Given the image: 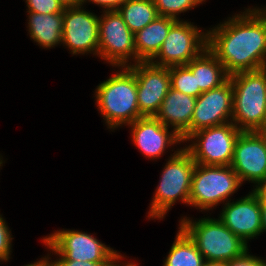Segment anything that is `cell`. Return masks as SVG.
<instances>
[{
  "instance_id": "1",
  "label": "cell",
  "mask_w": 266,
  "mask_h": 266,
  "mask_svg": "<svg viewBox=\"0 0 266 266\" xmlns=\"http://www.w3.org/2000/svg\"><path fill=\"white\" fill-rule=\"evenodd\" d=\"M207 48L231 75L266 68V16L252 7L207 30Z\"/></svg>"
},
{
  "instance_id": "2",
  "label": "cell",
  "mask_w": 266,
  "mask_h": 266,
  "mask_svg": "<svg viewBox=\"0 0 266 266\" xmlns=\"http://www.w3.org/2000/svg\"><path fill=\"white\" fill-rule=\"evenodd\" d=\"M120 68L121 71L100 82L94 93L98 111L110 130L143 117L138 108L135 74L128 66Z\"/></svg>"
},
{
  "instance_id": "3",
  "label": "cell",
  "mask_w": 266,
  "mask_h": 266,
  "mask_svg": "<svg viewBox=\"0 0 266 266\" xmlns=\"http://www.w3.org/2000/svg\"><path fill=\"white\" fill-rule=\"evenodd\" d=\"M176 150L167 159L162 170L159 185L149 207L147 216L149 219H163L178 200L189 205L192 175L196 163L185 147Z\"/></svg>"
},
{
  "instance_id": "4",
  "label": "cell",
  "mask_w": 266,
  "mask_h": 266,
  "mask_svg": "<svg viewBox=\"0 0 266 266\" xmlns=\"http://www.w3.org/2000/svg\"><path fill=\"white\" fill-rule=\"evenodd\" d=\"M229 78L233 85L232 122L241 131H255L266 120V68Z\"/></svg>"
},
{
  "instance_id": "5",
  "label": "cell",
  "mask_w": 266,
  "mask_h": 266,
  "mask_svg": "<svg viewBox=\"0 0 266 266\" xmlns=\"http://www.w3.org/2000/svg\"><path fill=\"white\" fill-rule=\"evenodd\" d=\"M179 223L178 226L195 243L205 261L228 262L249 250L248 244L219 219L204 217L194 221L185 216Z\"/></svg>"
},
{
  "instance_id": "6",
  "label": "cell",
  "mask_w": 266,
  "mask_h": 266,
  "mask_svg": "<svg viewBox=\"0 0 266 266\" xmlns=\"http://www.w3.org/2000/svg\"><path fill=\"white\" fill-rule=\"evenodd\" d=\"M242 185L231 166L195 164L189 194V206L200 211L212 210L231 200ZM229 198V199H228Z\"/></svg>"
},
{
  "instance_id": "7",
  "label": "cell",
  "mask_w": 266,
  "mask_h": 266,
  "mask_svg": "<svg viewBox=\"0 0 266 266\" xmlns=\"http://www.w3.org/2000/svg\"><path fill=\"white\" fill-rule=\"evenodd\" d=\"M43 244L59 258L49 255L42 261H81L109 263L118 253L91 234L76 230H57L42 239Z\"/></svg>"
},
{
  "instance_id": "8",
  "label": "cell",
  "mask_w": 266,
  "mask_h": 266,
  "mask_svg": "<svg viewBox=\"0 0 266 266\" xmlns=\"http://www.w3.org/2000/svg\"><path fill=\"white\" fill-rule=\"evenodd\" d=\"M241 132L233 122L203 128L186 139V143L192 142L185 148L196 164L230 166L235 142Z\"/></svg>"
},
{
  "instance_id": "9",
  "label": "cell",
  "mask_w": 266,
  "mask_h": 266,
  "mask_svg": "<svg viewBox=\"0 0 266 266\" xmlns=\"http://www.w3.org/2000/svg\"><path fill=\"white\" fill-rule=\"evenodd\" d=\"M98 33V57L118 68L138 63L134 47V33L127 27L118 10L103 11V14L99 16ZM129 60H133L134 63Z\"/></svg>"
},
{
  "instance_id": "10",
  "label": "cell",
  "mask_w": 266,
  "mask_h": 266,
  "mask_svg": "<svg viewBox=\"0 0 266 266\" xmlns=\"http://www.w3.org/2000/svg\"><path fill=\"white\" fill-rule=\"evenodd\" d=\"M201 31L191 22L177 20L150 62L160 67L187 65L207 48V31Z\"/></svg>"
},
{
  "instance_id": "11",
  "label": "cell",
  "mask_w": 266,
  "mask_h": 266,
  "mask_svg": "<svg viewBox=\"0 0 266 266\" xmlns=\"http://www.w3.org/2000/svg\"><path fill=\"white\" fill-rule=\"evenodd\" d=\"M82 6L64 9L62 44L73 55L92 53L98 56L99 17Z\"/></svg>"
},
{
  "instance_id": "12",
  "label": "cell",
  "mask_w": 266,
  "mask_h": 266,
  "mask_svg": "<svg viewBox=\"0 0 266 266\" xmlns=\"http://www.w3.org/2000/svg\"><path fill=\"white\" fill-rule=\"evenodd\" d=\"M128 67L135 74L140 114L143 117L156 116L171 88L170 67L156 66L151 62H138Z\"/></svg>"
},
{
  "instance_id": "13",
  "label": "cell",
  "mask_w": 266,
  "mask_h": 266,
  "mask_svg": "<svg viewBox=\"0 0 266 266\" xmlns=\"http://www.w3.org/2000/svg\"><path fill=\"white\" fill-rule=\"evenodd\" d=\"M233 85L230 78L221 86L202 92L196 100L191 134L208 127L232 122Z\"/></svg>"
},
{
  "instance_id": "14",
  "label": "cell",
  "mask_w": 266,
  "mask_h": 266,
  "mask_svg": "<svg viewBox=\"0 0 266 266\" xmlns=\"http://www.w3.org/2000/svg\"><path fill=\"white\" fill-rule=\"evenodd\" d=\"M241 183L258 184L266 178V143L255 131H242L238 136L230 165Z\"/></svg>"
},
{
  "instance_id": "15",
  "label": "cell",
  "mask_w": 266,
  "mask_h": 266,
  "mask_svg": "<svg viewBox=\"0 0 266 266\" xmlns=\"http://www.w3.org/2000/svg\"><path fill=\"white\" fill-rule=\"evenodd\" d=\"M218 218L246 244L262 233L261 204L253 191L239 200L225 203Z\"/></svg>"
},
{
  "instance_id": "16",
  "label": "cell",
  "mask_w": 266,
  "mask_h": 266,
  "mask_svg": "<svg viewBox=\"0 0 266 266\" xmlns=\"http://www.w3.org/2000/svg\"><path fill=\"white\" fill-rule=\"evenodd\" d=\"M127 126L131 129L134 145L150 160L159 159L166 152V148L183 143L180 136L173 130L169 131L155 116L138 118Z\"/></svg>"
},
{
  "instance_id": "17",
  "label": "cell",
  "mask_w": 266,
  "mask_h": 266,
  "mask_svg": "<svg viewBox=\"0 0 266 266\" xmlns=\"http://www.w3.org/2000/svg\"><path fill=\"white\" fill-rule=\"evenodd\" d=\"M196 100V97L170 88L155 116L165 126L171 127L183 143L191 135V120Z\"/></svg>"
},
{
  "instance_id": "18",
  "label": "cell",
  "mask_w": 266,
  "mask_h": 266,
  "mask_svg": "<svg viewBox=\"0 0 266 266\" xmlns=\"http://www.w3.org/2000/svg\"><path fill=\"white\" fill-rule=\"evenodd\" d=\"M177 20L158 16L134 34V47L138 62H150L159 52L170 28Z\"/></svg>"
},
{
  "instance_id": "19",
  "label": "cell",
  "mask_w": 266,
  "mask_h": 266,
  "mask_svg": "<svg viewBox=\"0 0 266 266\" xmlns=\"http://www.w3.org/2000/svg\"><path fill=\"white\" fill-rule=\"evenodd\" d=\"M195 76L196 88L202 92L217 88L229 79L223 64L205 48L186 65Z\"/></svg>"
},
{
  "instance_id": "20",
  "label": "cell",
  "mask_w": 266,
  "mask_h": 266,
  "mask_svg": "<svg viewBox=\"0 0 266 266\" xmlns=\"http://www.w3.org/2000/svg\"><path fill=\"white\" fill-rule=\"evenodd\" d=\"M28 33L40 47L50 49L62 44L63 13L28 12Z\"/></svg>"
},
{
  "instance_id": "21",
  "label": "cell",
  "mask_w": 266,
  "mask_h": 266,
  "mask_svg": "<svg viewBox=\"0 0 266 266\" xmlns=\"http://www.w3.org/2000/svg\"><path fill=\"white\" fill-rule=\"evenodd\" d=\"M117 10L134 34L159 16L153 0H125Z\"/></svg>"
},
{
  "instance_id": "22",
  "label": "cell",
  "mask_w": 266,
  "mask_h": 266,
  "mask_svg": "<svg viewBox=\"0 0 266 266\" xmlns=\"http://www.w3.org/2000/svg\"><path fill=\"white\" fill-rule=\"evenodd\" d=\"M163 266H203L205 259L195 243L179 227Z\"/></svg>"
},
{
  "instance_id": "23",
  "label": "cell",
  "mask_w": 266,
  "mask_h": 266,
  "mask_svg": "<svg viewBox=\"0 0 266 266\" xmlns=\"http://www.w3.org/2000/svg\"><path fill=\"white\" fill-rule=\"evenodd\" d=\"M170 77L171 88L174 90L196 98L202 93L196 88L195 76L186 65L170 67Z\"/></svg>"
},
{
  "instance_id": "24",
  "label": "cell",
  "mask_w": 266,
  "mask_h": 266,
  "mask_svg": "<svg viewBox=\"0 0 266 266\" xmlns=\"http://www.w3.org/2000/svg\"><path fill=\"white\" fill-rule=\"evenodd\" d=\"M159 16L171 17L179 20L177 17L182 12H186L199 6L206 0H153Z\"/></svg>"
},
{
  "instance_id": "25",
  "label": "cell",
  "mask_w": 266,
  "mask_h": 266,
  "mask_svg": "<svg viewBox=\"0 0 266 266\" xmlns=\"http://www.w3.org/2000/svg\"><path fill=\"white\" fill-rule=\"evenodd\" d=\"M27 12L40 14L63 13L64 7L58 0H26Z\"/></svg>"
},
{
  "instance_id": "26",
  "label": "cell",
  "mask_w": 266,
  "mask_h": 266,
  "mask_svg": "<svg viewBox=\"0 0 266 266\" xmlns=\"http://www.w3.org/2000/svg\"><path fill=\"white\" fill-rule=\"evenodd\" d=\"M6 220L0 214V261L7 262L10 259L12 250V234Z\"/></svg>"
},
{
  "instance_id": "27",
  "label": "cell",
  "mask_w": 266,
  "mask_h": 266,
  "mask_svg": "<svg viewBox=\"0 0 266 266\" xmlns=\"http://www.w3.org/2000/svg\"><path fill=\"white\" fill-rule=\"evenodd\" d=\"M266 260L249 254L246 250L241 256L235 257L226 262V266H266Z\"/></svg>"
},
{
  "instance_id": "28",
  "label": "cell",
  "mask_w": 266,
  "mask_h": 266,
  "mask_svg": "<svg viewBox=\"0 0 266 266\" xmlns=\"http://www.w3.org/2000/svg\"><path fill=\"white\" fill-rule=\"evenodd\" d=\"M46 266H105L107 263L79 261H43Z\"/></svg>"
},
{
  "instance_id": "29",
  "label": "cell",
  "mask_w": 266,
  "mask_h": 266,
  "mask_svg": "<svg viewBox=\"0 0 266 266\" xmlns=\"http://www.w3.org/2000/svg\"><path fill=\"white\" fill-rule=\"evenodd\" d=\"M92 2L98 6H101L104 11L117 10L125 0H83V5L86 2Z\"/></svg>"
},
{
  "instance_id": "30",
  "label": "cell",
  "mask_w": 266,
  "mask_h": 266,
  "mask_svg": "<svg viewBox=\"0 0 266 266\" xmlns=\"http://www.w3.org/2000/svg\"><path fill=\"white\" fill-rule=\"evenodd\" d=\"M252 191L256 194L259 201H266V178L261 180L257 185H254Z\"/></svg>"
},
{
  "instance_id": "31",
  "label": "cell",
  "mask_w": 266,
  "mask_h": 266,
  "mask_svg": "<svg viewBox=\"0 0 266 266\" xmlns=\"http://www.w3.org/2000/svg\"><path fill=\"white\" fill-rule=\"evenodd\" d=\"M124 256L119 252L109 263H107L105 266H138V264L131 262L123 263L121 264V259H123Z\"/></svg>"
},
{
  "instance_id": "32",
  "label": "cell",
  "mask_w": 266,
  "mask_h": 266,
  "mask_svg": "<svg viewBox=\"0 0 266 266\" xmlns=\"http://www.w3.org/2000/svg\"><path fill=\"white\" fill-rule=\"evenodd\" d=\"M261 204V221H262V233L266 232V201H260Z\"/></svg>"
},
{
  "instance_id": "33",
  "label": "cell",
  "mask_w": 266,
  "mask_h": 266,
  "mask_svg": "<svg viewBox=\"0 0 266 266\" xmlns=\"http://www.w3.org/2000/svg\"><path fill=\"white\" fill-rule=\"evenodd\" d=\"M64 8L81 6L83 5V0H58Z\"/></svg>"
},
{
  "instance_id": "34",
  "label": "cell",
  "mask_w": 266,
  "mask_h": 266,
  "mask_svg": "<svg viewBox=\"0 0 266 266\" xmlns=\"http://www.w3.org/2000/svg\"><path fill=\"white\" fill-rule=\"evenodd\" d=\"M258 136L266 143V120L255 130Z\"/></svg>"
},
{
  "instance_id": "35",
  "label": "cell",
  "mask_w": 266,
  "mask_h": 266,
  "mask_svg": "<svg viewBox=\"0 0 266 266\" xmlns=\"http://www.w3.org/2000/svg\"><path fill=\"white\" fill-rule=\"evenodd\" d=\"M203 266H226L225 261H205Z\"/></svg>"
},
{
  "instance_id": "36",
  "label": "cell",
  "mask_w": 266,
  "mask_h": 266,
  "mask_svg": "<svg viewBox=\"0 0 266 266\" xmlns=\"http://www.w3.org/2000/svg\"><path fill=\"white\" fill-rule=\"evenodd\" d=\"M25 266H46L42 260H38L37 262L27 264Z\"/></svg>"
},
{
  "instance_id": "37",
  "label": "cell",
  "mask_w": 266,
  "mask_h": 266,
  "mask_svg": "<svg viewBox=\"0 0 266 266\" xmlns=\"http://www.w3.org/2000/svg\"><path fill=\"white\" fill-rule=\"evenodd\" d=\"M259 10L266 16V8L264 7V8H259Z\"/></svg>"
},
{
  "instance_id": "38",
  "label": "cell",
  "mask_w": 266,
  "mask_h": 266,
  "mask_svg": "<svg viewBox=\"0 0 266 266\" xmlns=\"http://www.w3.org/2000/svg\"><path fill=\"white\" fill-rule=\"evenodd\" d=\"M1 157L2 156H0V168L3 166V162H4Z\"/></svg>"
}]
</instances>
